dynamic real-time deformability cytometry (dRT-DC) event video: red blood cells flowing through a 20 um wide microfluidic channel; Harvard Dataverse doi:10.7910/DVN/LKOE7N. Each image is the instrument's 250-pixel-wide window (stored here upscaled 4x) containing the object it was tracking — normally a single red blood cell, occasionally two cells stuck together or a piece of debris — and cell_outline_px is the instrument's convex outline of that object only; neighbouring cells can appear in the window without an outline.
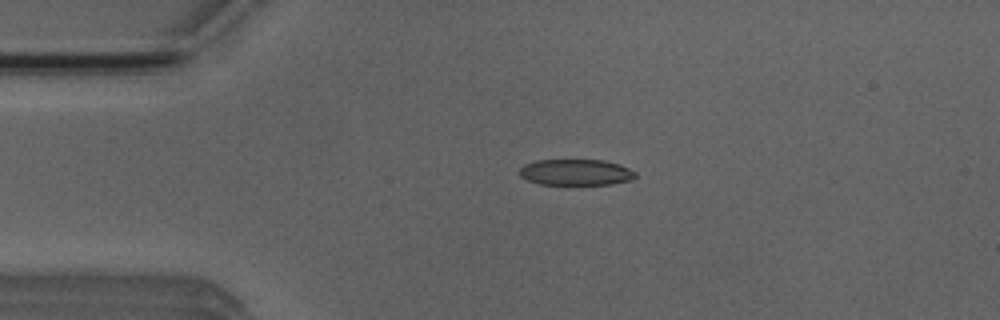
{"species": "Egyptian fruit bat (a non-hibernating species)", "species_latin": "Rousettus aegyptiacus", "temperature_condition": "room temperature", "stored_images_in_passage": 3, "camera_frame_rate_fps": 3000, "um_per_image_px": 0.085, "animal": {"sex": "male"}, "frame": {"image": 1, "passage_image": 2, "time_ms": 2.0, "image_size_px": [1000, 320], "cell_outline_px": [[636, 176], [632, 180], [608, 184], [540, 184], [528, 180], [520, 176], [520, 168], [524, 164], [536, 160], [604, 160], [620, 164], [636, 172]], "centroid_in_image_um": [48.95, 14.63], "position_along_channel_um": 36.0, "area_um2": 17.57}}